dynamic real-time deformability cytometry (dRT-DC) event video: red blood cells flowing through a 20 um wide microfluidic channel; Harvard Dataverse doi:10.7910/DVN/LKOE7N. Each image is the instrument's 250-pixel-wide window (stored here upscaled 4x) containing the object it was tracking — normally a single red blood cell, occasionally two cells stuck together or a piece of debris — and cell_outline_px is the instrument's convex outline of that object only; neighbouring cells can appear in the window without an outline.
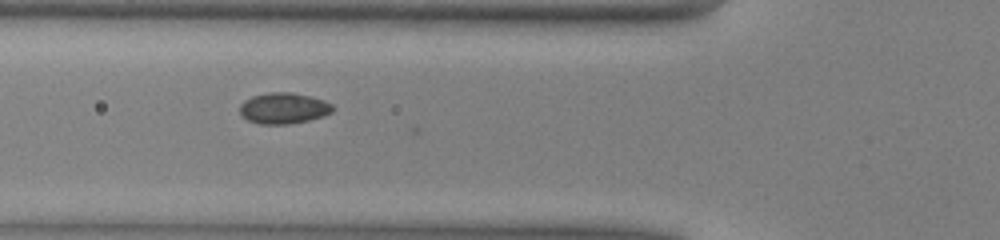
{"species": "common noctule bat (a hibernating species)", "species_latin": "Nyctalus noctula", "temperature_condition": "warm", "stored_images_in_passage": 17, "camera_frame_rate_fps": 3000, "um_per_image_px": 0.085, "animal": {"sex": "male", "body_mass_g": 13.0, "forearm_length_mm": 53.1}, "frame": {"image": 1, "passage_image": 3, "time_ms": 0.667, "image_size_px": [1000, 240], "cell_outline_px": [[336, 108], [332, 112], [324, 116], [308, 120], [288, 124], [260, 124], [248, 120], [240, 112], [240, 104], [244, 100], [252, 96], [268, 92], [292, 92], [324, 100], [332, 104]], "centroid_in_image_um": [24.13, 9.19], "position_along_channel_um": 101.7, "area_um2": 16.82}}
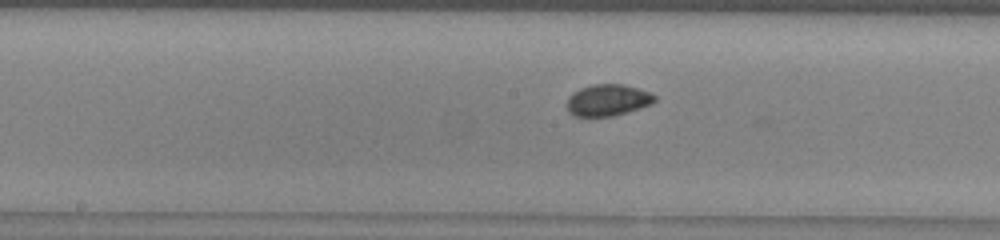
{"frame": {"image": 2, "passage_image": 10, "time_ms": 3.0, "image_size_px": [1000, 240], "cell_outline_px": [[656, 100], [652, 104], [640, 108], [612, 116], [576, 116], [568, 112], [568, 96], [572, 92], [580, 88], [592, 84], [624, 84], [648, 92], [656, 96]], "centroid_in_image_um": [51.65, 8.5], "position_along_channel_um": 196.6, "area_um2": 16.07}}
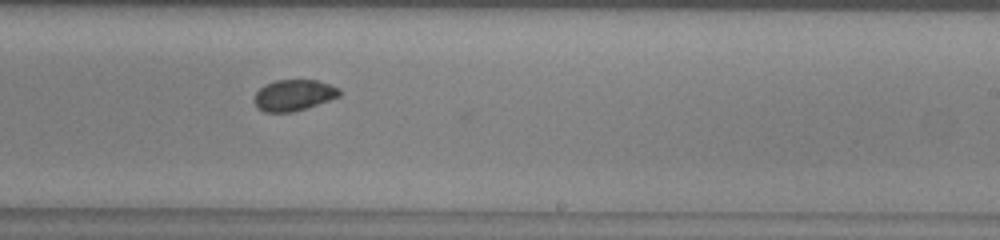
{"frame": {"image": 3, "passage_image": 15, "time_ms": 4.667, "image_size_px": [1000, 240], "cell_outline_px": [[340, 96], [292, 112], [264, 112], [256, 108], [256, 92], [264, 84], [276, 80], [316, 80], [340, 88]], "centroid_in_image_um": [24.95, 8.08], "position_along_channel_um": 264.1, "area_um2": 15.2}}